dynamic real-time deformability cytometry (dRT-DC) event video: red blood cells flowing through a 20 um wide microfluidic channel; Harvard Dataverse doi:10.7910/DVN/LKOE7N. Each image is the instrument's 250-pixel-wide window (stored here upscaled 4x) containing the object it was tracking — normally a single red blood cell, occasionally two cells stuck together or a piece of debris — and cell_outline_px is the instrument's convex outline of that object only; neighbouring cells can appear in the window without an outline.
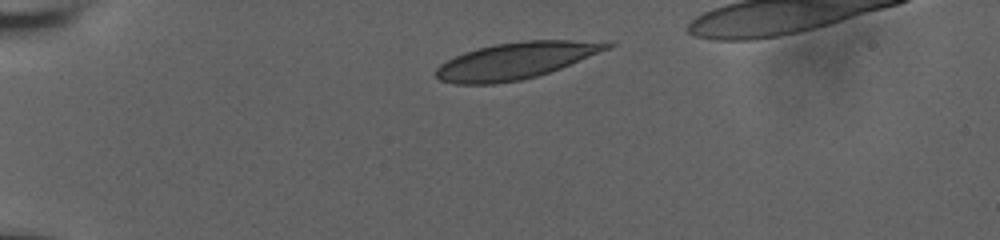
{"species": "human", "species_latin": "Homo sapiens", "temperature_condition": "room temperature", "stored_images_in_passage": 25, "camera_frame_rate_fps": 3000, "um_per_image_px": 0.085, "donor": {"sex": "male"}, "frame": {"image": 1, "passage_image": 1, "time_ms": 0.0, "image_size_px": [1000, 240], "cell_outline_px": [[616, 44], [612, 48], [560, 68], [536, 76], [520, 80], [496, 84], [456, 84], [440, 80], [436, 76], [436, 68], [440, 64], [464, 52], [476, 48], [496, 44], [520, 40], [608, 40]], "centroid_in_image_um": [43.92, 5.13], "position_along_channel_um": 41.1, "area_um2": 36.76}}
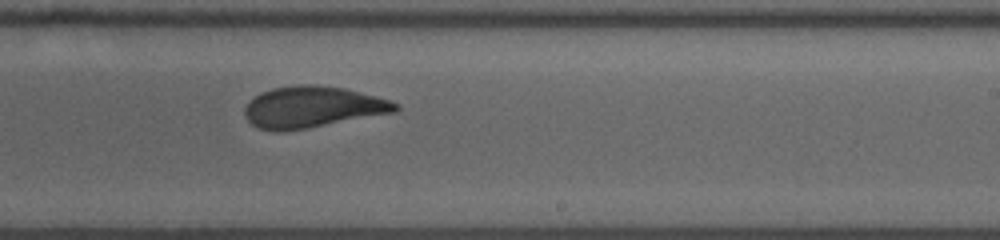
{"frame": {"image": 2, "passage_image": 15, "time_ms": 7.333, "image_size_px": [1000, 240], "cell_outline_px": [[400, 108], [396, 112], [304, 128], [280, 132], [272, 132], [256, 128], [244, 116], [244, 108], [260, 92], [272, 88], [300, 84], [312, 84], [344, 88], [392, 100], [400, 104]], "centroid_in_image_um": [26.56, 9.1], "position_along_channel_um": 262.4, "area_um2": 36.3}}
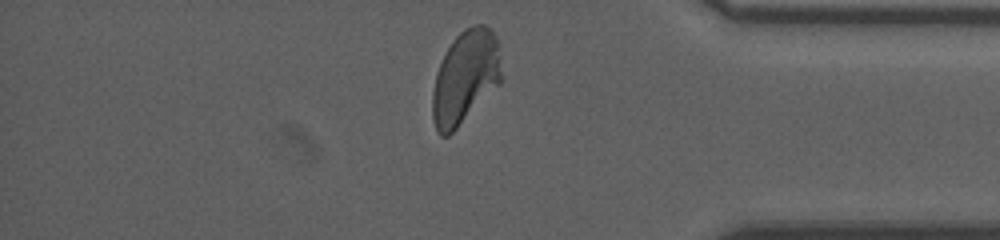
{"frame": {"image": 3, "passage_image": 24, "time_ms": 11.333, "image_size_px": [1000, 240], "cell_outline_px": [[504, 76], [500, 84], [448, 136], [440, 136], [436, 132], [432, 120], [432, 92], [436, 76], [440, 64], [452, 40], [464, 28], [476, 24], [484, 24], [496, 36], [500, 44]], "centroid_in_image_um": [39.59, 6.55], "position_along_channel_um": 395.6, "area_um2": 37.97}, "authors_computed_cell_mechanics": {"area_um2": 36.2984, "velocity_mm_per_s": 3.7494, "shape_relaxation_time_tau1_ms": 5.2217, "shape_relaxation_time_tau2_ms": 0.983, "deformation_change_tau1": 0.1922, "deformation_change_tau2": 0.0809}}